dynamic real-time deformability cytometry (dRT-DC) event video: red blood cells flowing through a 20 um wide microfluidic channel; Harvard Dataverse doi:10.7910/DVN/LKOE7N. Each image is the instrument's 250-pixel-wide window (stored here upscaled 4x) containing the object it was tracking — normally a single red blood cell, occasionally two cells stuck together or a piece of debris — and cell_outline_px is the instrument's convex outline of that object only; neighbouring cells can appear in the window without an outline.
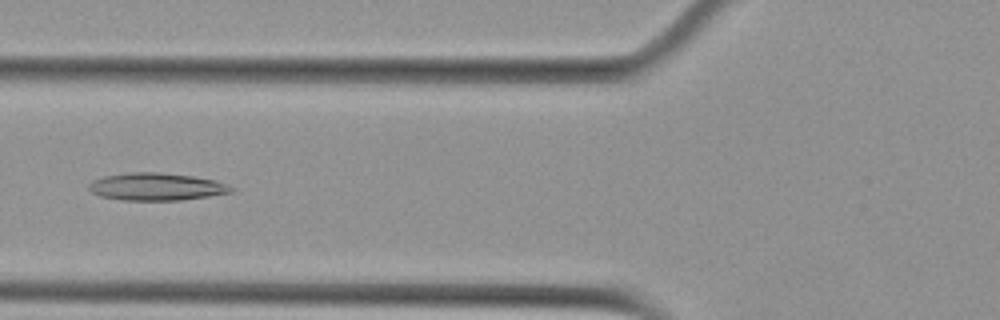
{"species": "Egyptian fruit bat (a non-hibernating species)", "species_latin": "Rousettus aegyptiacus", "temperature_condition": "cold", "stored_images_in_passage": 39, "camera_frame_rate_fps": 3000, "um_per_image_px": 0.085, "animal": {"sex": "female"}, "frame": {"image": 1, "passage_image": 9, "time_ms": 2.667, "image_size_px": [1000, 320], "cell_outline_px": [[236, 188], [232, 192], [208, 196], [180, 200], [124, 200], [100, 196], [92, 192], [88, 188], [88, 184], [92, 180], [104, 176], [128, 172], [160, 172], [192, 176], [216, 180]], "centroid_in_image_um": [13.29, 15.86], "position_along_channel_um": 112.5, "area_um2": 22.83}}
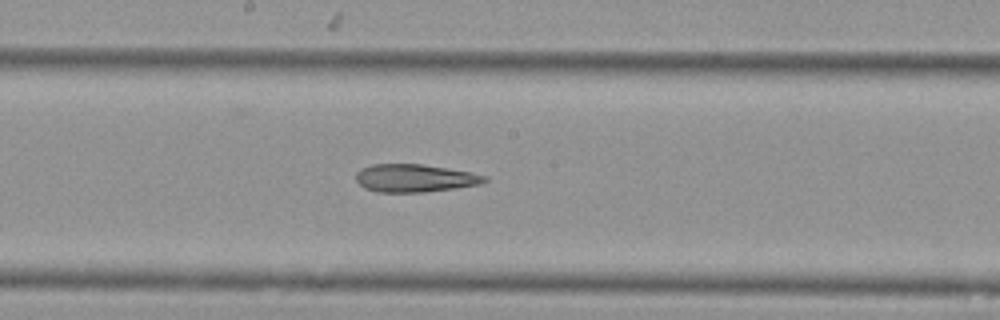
{"frame": {"image": 2, "passage_image": 17, "time_ms": 5.333, "image_size_px": [1000, 320], "cell_outline_px": [[488, 180], [480, 184], [424, 192], [376, 192], [364, 188], [356, 180], [356, 172], [360, 168], [372, 164], [420, 164], [448, 168], [472, 172], [488, 176]], "centroid_in_image_um": [35.24, 15.13], "position_along_channel_um": 213.0, "area_um2": 20.92}}
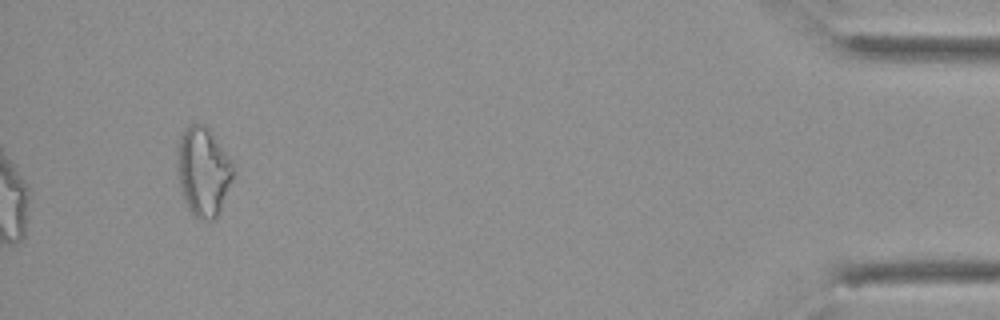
{"frame": {"image": 3, "passage_image": 39, "time_ms": 12.667, "image_size_px": [1000, 320], "cell_outline_px": [[232, 180], [220, 208], [216, 216], [212, 220], [200, 220], [192, 216], [184, 200], [180, 188], [176, 168], [176, 148], [180, 136], [188, 124], [204, 124], [208, 128], [232, 164]], "centroid_in_image_um": [17.2, 14.59], "position_along_channel_um": 418.0, "area_um2": 28.78}, "authors_computed_cell_mechanics": {"area_um2": 22.0218, "velocity_mm_per_s": 3.7787, "shape_relaxation_time_tau1_ms": null, "shape_relaxation_time_tau2_ms": 8.2211, "deformation_change_tau1": null, "deformation_change_tau2": 0.2038}}